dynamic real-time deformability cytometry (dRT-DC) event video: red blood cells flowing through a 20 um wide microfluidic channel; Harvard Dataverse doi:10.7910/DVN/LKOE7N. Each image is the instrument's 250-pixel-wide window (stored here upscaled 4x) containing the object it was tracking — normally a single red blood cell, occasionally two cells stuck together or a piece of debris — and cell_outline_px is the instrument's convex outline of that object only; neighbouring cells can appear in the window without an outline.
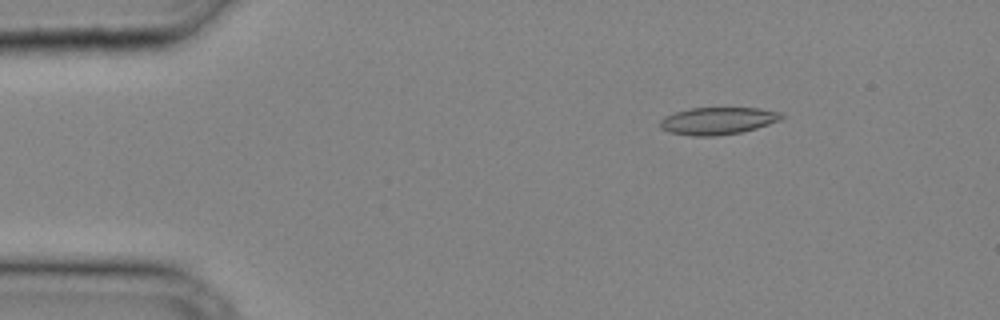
{"species": "common noctule bat (a hibernating species)", "species_latin": "Nyctalus noctula", "temperature_condition": "cold", "stored_images_in_passage": 33, "camera_frame_rate_fps": 3000, "um_per_image_px": 0.085, "animal": {"sex": "male", "body_mass_g": 20.4}, "frame": {"image": 1, "passage_image": 5, "time_ms": 1.333, "image_size_px": [1000, 320], "cell_outline_px": [[784, 116], [780, 120], [756, 128], [740, 132], [716, 136], [692, 136], [668, 132], [660, 128], [660, 120], [664, 116], [676, 112], [692, 108], [760, 108], [784, 112]], "centroid_in_image_um": [61.02, 10.27], "position_along_channel_um": 24.0, "area_um2": 19.36}}
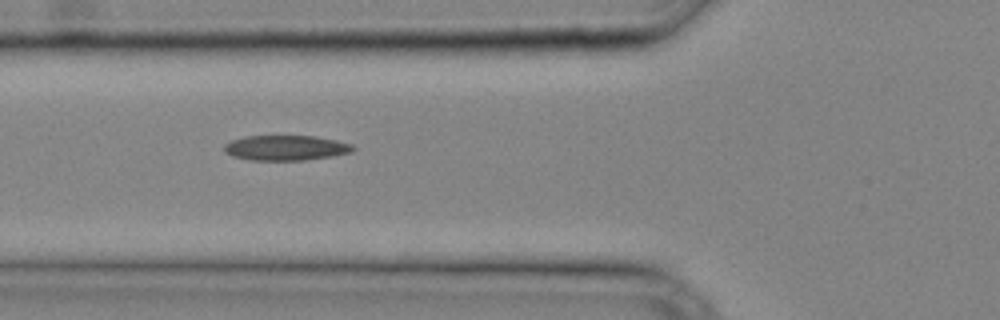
{"frame": {"image": 2, "passage_image": 13, "time_ms": 4.0, "image_size_px": [1000, 320], "cell_outline_px": [[356, 148], [352, 152], [332, 156], [304, 160], [248, 160], [232, 156], [224, 152], [224, 144], [232, 140], [244, 136], [312, 136], [336, 140], [352, 144]], "centroid_in_image_um": [24.28, 12.57], "position_along_channel_um": 101.5, "area_um2": 18.9}}
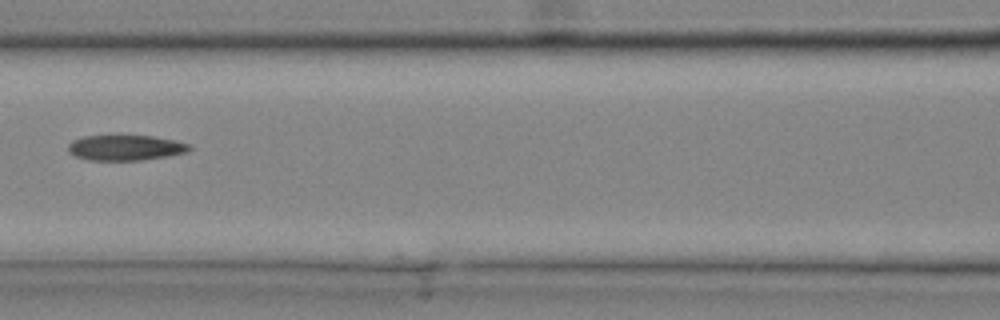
{"frame": {"image": 3, "passage_image": 16, "time_ms": 5.0, "image_size_px": [1000, 320], "cell_outline_px": [[192, 148], [188, 152], [168, 156], [140, 160], [88, 160], [76, 156], [68, 152], [68, 144], [72, 140], [84, 136], [120, 132], [152, 136], [172, 140], [188, 144]], "centroid_in_image_um": [10.61, 12.5], "position_along_channel_um": 156.0, "area_um2": 18.79}}